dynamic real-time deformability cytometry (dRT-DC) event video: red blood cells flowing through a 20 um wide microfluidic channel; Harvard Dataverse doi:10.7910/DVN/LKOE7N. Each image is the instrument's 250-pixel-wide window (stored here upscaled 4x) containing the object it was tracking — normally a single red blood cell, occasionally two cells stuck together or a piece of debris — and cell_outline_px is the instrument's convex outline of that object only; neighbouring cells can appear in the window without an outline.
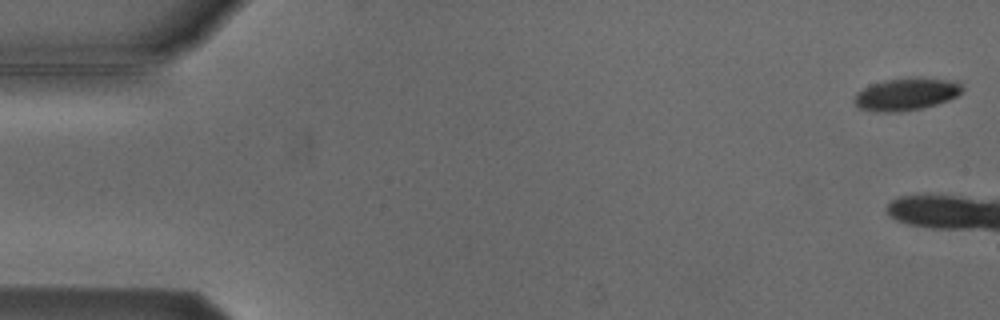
{"species": "Egyptian fruit bat (a non-hibernating species)", "species_latin": "Rousettus aegyptiacus", "temperature_condition": "cold", "stored_images_in_passage": 11, "camera_frame_rate_fps": 3000, "um_per_image_px": 0.085, "animal": {"sex": "male"}, "frame": {"image": 1, "passage_image": 1, "time_ms": 0.0, "image_size_px": [1000, 320], "cell_outline_px": [[964, 88], [956, 96], [948, 100], [924, 108], [900, 112], [876, 112], [860, 108], [856, 104], [856, 92], [872, 84], [884, 80], [912, 76], [920, 76], [956, 80]], "centroid_in_image_um": [77.08, 7.98], "position_along_channel_um": 7.9, "area_um2": 20.69}}